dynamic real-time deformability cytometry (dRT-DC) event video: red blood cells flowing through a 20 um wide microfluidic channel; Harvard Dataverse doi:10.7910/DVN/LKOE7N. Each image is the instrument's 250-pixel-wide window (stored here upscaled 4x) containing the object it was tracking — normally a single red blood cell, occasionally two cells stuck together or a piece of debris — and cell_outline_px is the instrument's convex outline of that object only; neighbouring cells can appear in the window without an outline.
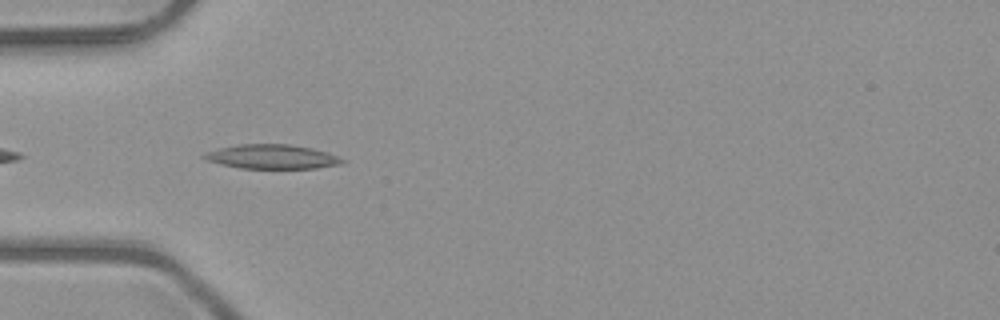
{"species": "common noctule bat (a hibernating species)", "species_latin": "Nyctalus noctula", "temperature_condition": "room temperature", "stored_images_in_passage": 11, "camera_frame_rate_fps": 3000, "um_per_image_px": 0.085, "animal": {"sex": "male", "body_mass_g": 23.1, "forearm_length_mm": 52.7}, "frame": {"image": 1, "passage_image": 2, "time_ms": 0.333, "image_size_px": [1000, 320], "cell_outline_px": [[344, 164], [316, 168], [240, 168], [220, 164], [208, 160], [200, 156], [208, 152], [220, 148], [240, 144], [288, 144], [312, 148], [336, 156], [344, 160]], "centroid_in_image_um": [23.12, 13.32], "position_along_channel_um": 61.9, "area_um2": 19.25}}
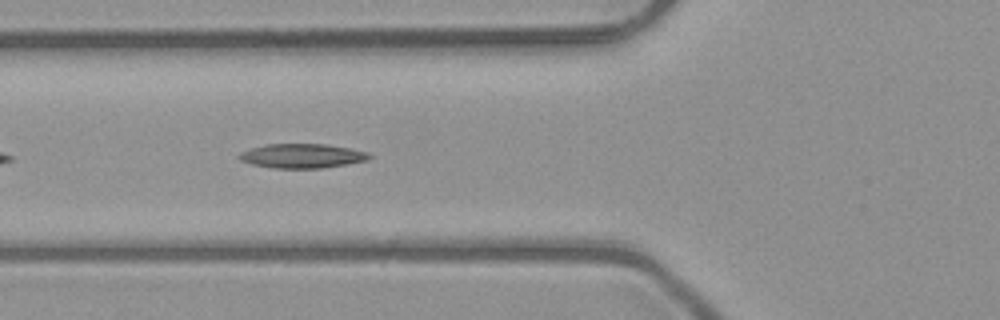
{"frame": {"image": 2, "passage_image": 5, "time_ms": 1.333, "image_size_px": [1000, 320], "cell_outline_px": [[372, 156], [368, 160], [348, 164], [320, 168], [272, 168], [252, 164], [240, 160], [236, 156], [240, 152], [252, 148], [268, 144], [328, 144], [368, 152]], "centroid_in_image_um": [25.68, 13.25], "position_along_channel_um": 100.1, "area_um2": 18.44}}
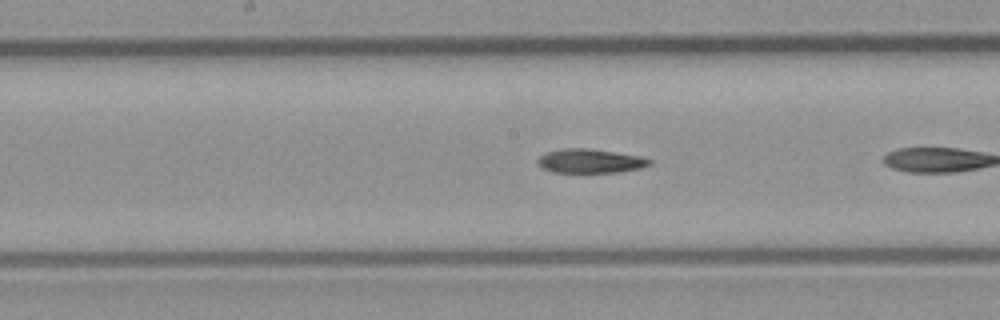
{"frame": {"image": 3, "passage_image": 10, "time_ms": 3.0, "image_size_px": [1000, 320], "cell_outline_px": [[652, 164], [640, 168], [616, 172], [552, 172], [544, 168], [536, 160], [544, 152], [564, 148], [584, 148], [640, 156], [652, 160]], "centroid_in_image_um": [50.15, 13.68], "position_along_channel_um": 198.0, "area_um2": 15.43}}